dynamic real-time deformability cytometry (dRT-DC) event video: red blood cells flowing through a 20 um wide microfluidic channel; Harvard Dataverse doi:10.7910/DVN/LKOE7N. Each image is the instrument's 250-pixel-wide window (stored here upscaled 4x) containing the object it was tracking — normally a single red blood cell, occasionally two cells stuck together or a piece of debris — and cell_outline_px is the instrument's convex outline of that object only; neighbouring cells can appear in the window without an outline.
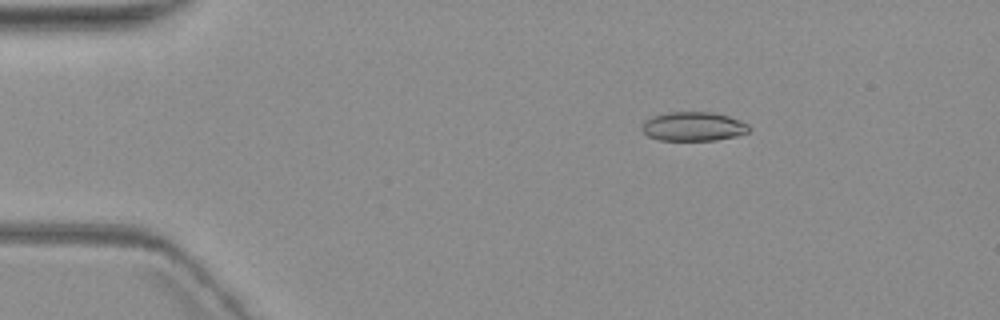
{"species": "common noctule bat (a hibernating species)", "species_latin": "Nyctalus noctula", "temperature_condition": "warm", "stored_images_in_passage": 5, "camera_frame_rate_fps": 3000, "um_per_image_px": 0.085, "animal": {"sex": "female", "body_mass_g": 19.3, "forearm_length_mm": 54.1}, "frame": {"image": 1, "passage_image": 3, "time_ms": 2.667, "image_size_px": [1000, 320], "cell_outline_px": [[748, 132], [736, 136], [716, 140], [660, 140], [648, 136], [640, 128], [644, 120], [652, 116], [668, 112], [712, 112], [728, 116], [740, 120], [748, 124]], "centroid_in_image_um": [58.9, 10.74], "position_along_channel_um": 26.1, "area_um2": 18.15}}